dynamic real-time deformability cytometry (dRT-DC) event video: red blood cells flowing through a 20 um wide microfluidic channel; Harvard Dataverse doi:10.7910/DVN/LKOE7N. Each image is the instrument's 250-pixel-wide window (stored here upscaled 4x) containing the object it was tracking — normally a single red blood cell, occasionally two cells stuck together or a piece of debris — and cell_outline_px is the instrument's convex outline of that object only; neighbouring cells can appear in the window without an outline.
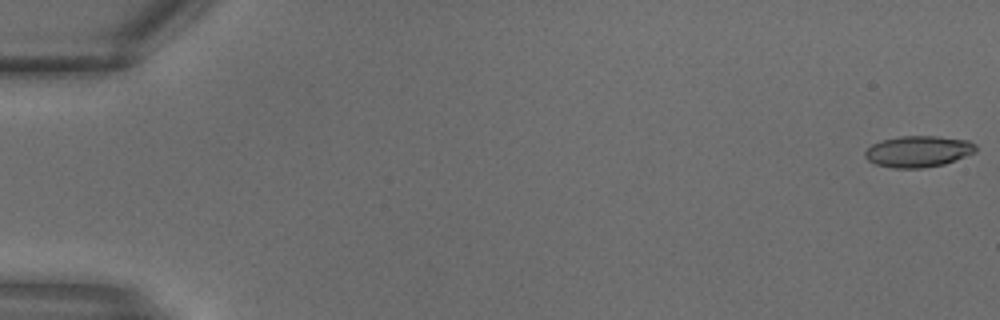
{"species": "common noctule bat (a hibernating species)", "species_latin": "Nyctalus noctula", "temperature_condition": "warm", "stored_images_in_passage": 9, "camera_frame_rate_fps": 3000, "um_per_image_px": 0.085, "animal": {"sex": "male", "body_mass_g": 18.8}, "frame": {"image": 1, "passage_image": 1, "time_ms": 0.0, "image_size_px": [1000, 320], "cell_outline_px": [[976, 152], [944, 164], [924, 168], [892, 168], [876, 164], [868, 160], [864, 156], [864, 152], [872, 144], [880, 140], [900, 136], [940, 136], [968, 140], [976, 144]], "centroid_in_image_um": [78.05, 12.86], "position_along_channel_um": 7.0, "area_um2": 20.35}}
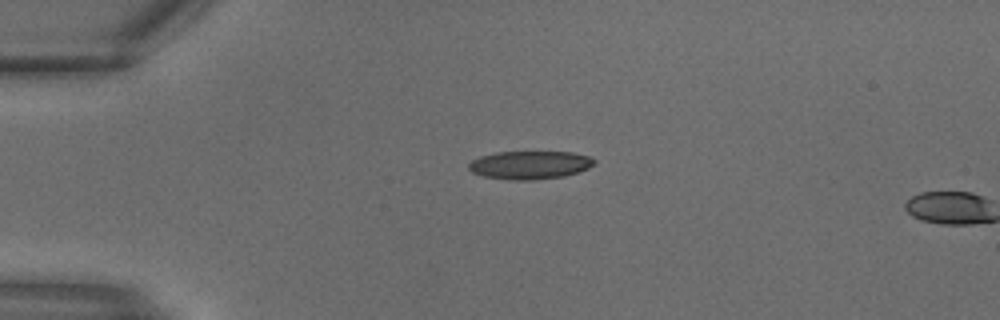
{"frame": {"image": 2, "passage_image": 8, "time_ms": 2.333, "image_size_px": [1000, 320], "cell_outline_px": [[596, 164], [588, 168], [564, 176], [532, 180], [508, 180], [484, 176], [472, 172], [468, 168], [468, 164], [472, 160], [480, 156], [496, 152], [572, 152], [588, 156], [596, 160]], "centroid_in_image_um": [45.03, 14.02], "position_along_channel_um": 40.0, "area_um2": 20.63}}